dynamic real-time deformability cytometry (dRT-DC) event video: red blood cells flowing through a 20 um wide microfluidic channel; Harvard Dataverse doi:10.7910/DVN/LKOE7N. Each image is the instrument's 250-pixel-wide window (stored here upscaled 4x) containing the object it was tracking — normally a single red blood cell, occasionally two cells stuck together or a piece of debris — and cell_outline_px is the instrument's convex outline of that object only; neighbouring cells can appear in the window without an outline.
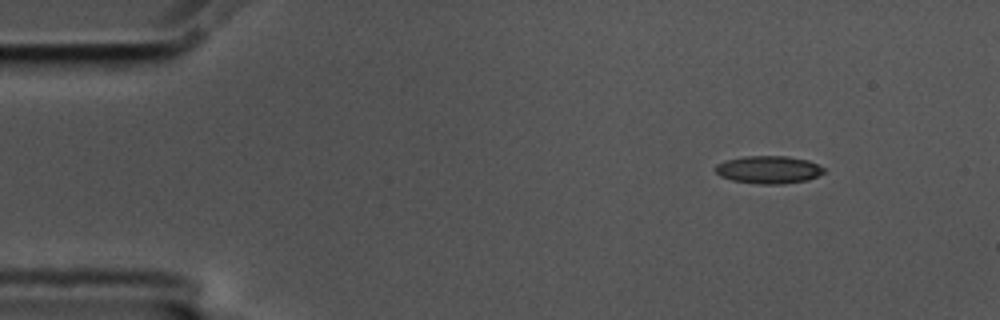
{"species": "common noctule bat (a hibernating species)", "species_latin": "Nyctalus noctula", "temperature_condition": "cold", "stored_images_in_passage": 5, "camera_frame_rate_fps": 3000, "um_per_image_px": 0.085, "animal": {"sex": "male", "body_mass_g": 17.5, "forearm_length_mm": 52.3}, "frame": {"image": 1, "passage_image": 1, "time_ms": 0.0, "image_size_px": [1000, 320], "cell_outline_px": [[824, 172], [808, 180], [780, 184], [760, 184], [732, 180], [720, 176], [716, 172], [716, 164], [724, 160], [744, 156], [788, 156], [808, 160], [824, 168]], "centroid_in_image_um": [65.31, 14.41], "position_along_channel_um": 19.7, "area_um2": 17.46}}
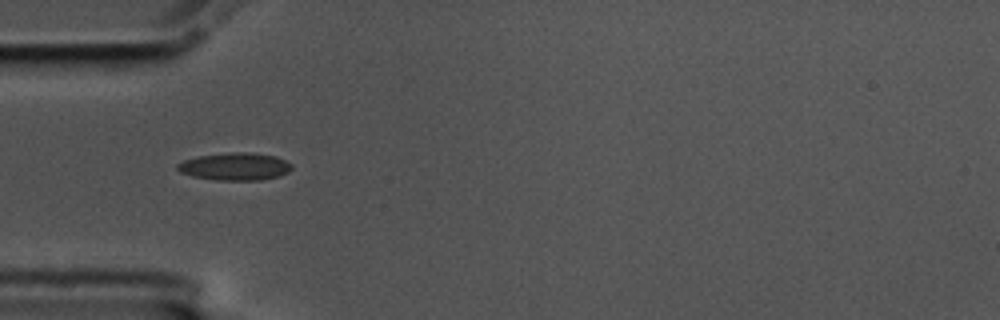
{"frame": {"image": 2, "passage_image": 4, "time_ms": 1.0, "image_size_px": [1000, 320], "cell_outline_px": [[292, 168], [288, 172], [280, 176], [260, 180], [216, 180], [192, 176], [180, 172], [176, 168], [176, 164], [184, 160], [200, 156], [232, 152], [252, 152], [276, 156], [292, 164]], "centroid_in_image_um": [19.99, 14.15], "position_along_channel_um": 65.0, "area_um2": 18.38}}